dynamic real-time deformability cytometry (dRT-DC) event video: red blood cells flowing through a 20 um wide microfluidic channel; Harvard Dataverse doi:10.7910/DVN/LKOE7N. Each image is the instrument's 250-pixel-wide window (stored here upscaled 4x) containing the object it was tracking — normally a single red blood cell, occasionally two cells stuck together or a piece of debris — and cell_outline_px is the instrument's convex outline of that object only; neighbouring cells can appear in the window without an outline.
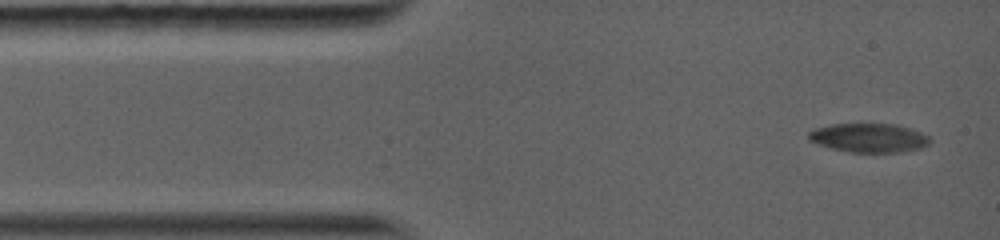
{"species": "common noctule bat (a hibernating species)", "species_latin": "Nyctalus noctula", "temperature_condition": "warm", "stored_images_in_passage": 4, "camera_frame_rate_fps": 5000, "um_per_image_px": 0.085, "animal": {"sex": "female", "body_mass_g": 19.0, "forearm_length_mm": 56.7}, "frame": {"image": 1, "passage_image": 1, "time_ms": 0.0, "image_size_px": [1000, 240], "cell_outline_px": [[932, 140], [928, 144], [920, 148], [900, 152], [848, 152], [816, 144], [808, 140], [808, 132], [816, 128], [832, 124], [896, 124], [912, 128], [928, 136]], "centroid_in_image_um": [73.85, 11.71], "position_along_channel_um": 11.1, "area_um2": 20.52}}
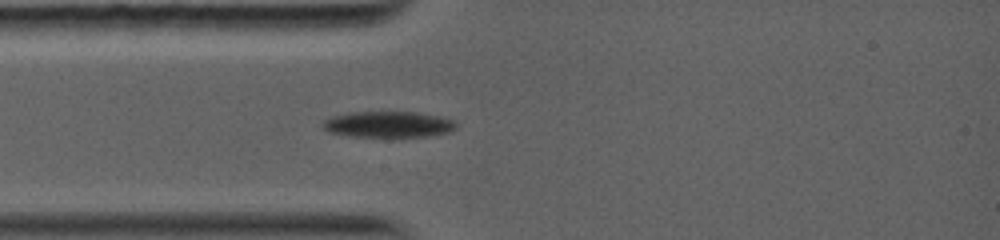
{"frame": {"image": 2, "passage_image": 4, "time_ms": 2.8, "image_size_px": [1000, 240], "cell_outline_px": [[456, 128], [448, 132], [428, 136], [352, 136], [328, 132], [320, 124], [324, 120], [332, 116], [348, 112], [416, 112], [440, 116], [452, 120], [456, 124]], "centroid_in_image_um": [32.97, 10.56], "position_along_channel_um": 52.0, "area_um2": 20.11}}